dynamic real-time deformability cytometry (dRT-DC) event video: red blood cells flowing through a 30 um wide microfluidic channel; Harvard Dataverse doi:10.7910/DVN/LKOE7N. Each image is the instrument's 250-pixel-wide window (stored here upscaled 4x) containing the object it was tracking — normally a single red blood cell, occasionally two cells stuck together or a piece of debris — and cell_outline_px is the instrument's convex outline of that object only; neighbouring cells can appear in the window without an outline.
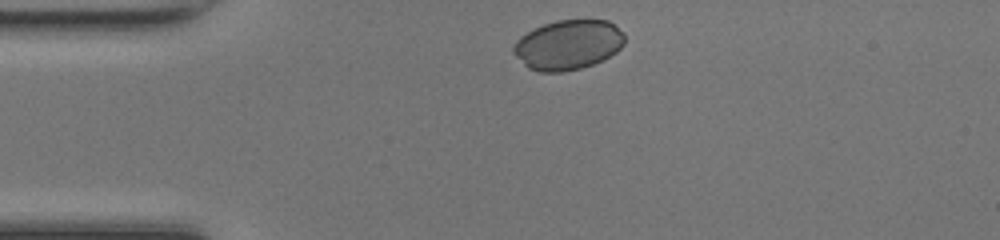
{"species": "common noctule bat (a hibernating species)", "species_latin": "Nyctalus noctula", "temperature_condition": "room temperature", "stored_images_in_passage": 30, "camera_frame_rate_fps": 3000, "um_per_image_px": 0.085, "animal": {"sex": "female", "body_mass_g": 17.0, "forearm_length_mm": 48.0}, "frame": {"image": 1, "passage_image": 1, "time_ms": 0.0, "image_size_px": [1000, 240], "cell_outline_px": [[624, 44], [616, 52], [592, 64], [580, 68], [564, 72], [540, 72], [528, 68], [512, 52], [512, 48], [516, 40], [520, 36], [544, 24], [556, 20], [608, 20], [624, 32]], "centroid_in_image_um": [48.28, 3.81], "position_along_channel_um": 36.7, "area_um2": 32.14}}
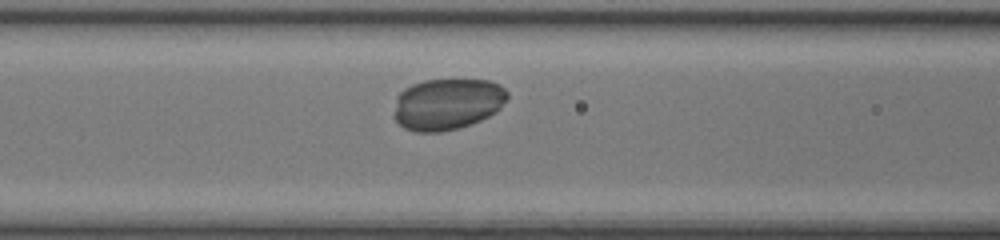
{"frame": {"image": 2, "passage_image": 10, "time_ms": 3.0, "image_size_px": [1000, 240], "cell_outline_px": [[508, 96], [500, 108], [496, 112], [480, 120], [460, 128], [440, 132], [416, 132], [404, 128], [396, 120], [396, 96], [404, 88], [412, 84], [424, 80], [488, 80], [500, 84], [508, 92]], "centroid_in_image_um": [38.04, 8.84], "position_along_channel_um": 128.6, "area_um2": 33.93}}